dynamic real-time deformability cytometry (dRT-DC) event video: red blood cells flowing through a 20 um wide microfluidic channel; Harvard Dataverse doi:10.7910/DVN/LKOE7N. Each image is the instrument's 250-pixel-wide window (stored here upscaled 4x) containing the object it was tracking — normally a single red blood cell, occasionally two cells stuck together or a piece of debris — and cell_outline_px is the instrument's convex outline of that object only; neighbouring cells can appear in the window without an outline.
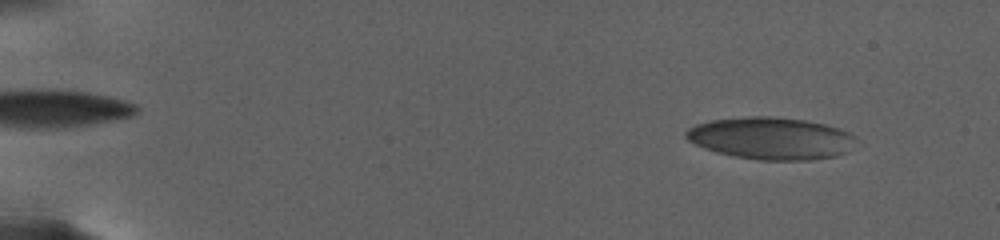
{"species": "human", "species_latin": "Homo sapiens", "temperature_condition": "warm", "stored_images_in_passage": 63, "camera_frame_rate_fps": 3000, "um_per_image_px": 0.085, "donor": {"sex": "female"}, "frame": {"image": 1, "passage_image": 20, "time_ms": 3.333, "image_size_px": [1000, 240], "cell_outline_px": [[844, 132], [836, 152], [832, 156], [804, 160], [760, 160], [736, 156], [720, 152], [696, 144], [688, 140], [688, 128], [696, 124], [712, 120], [748, 116], [768, 116], [800, 120], [820, 124], [836, 128]], "centroid_in_image_um": [65.22, 11.73], "position_along_channel_um": 19.8, "area_um2": 38.73}}
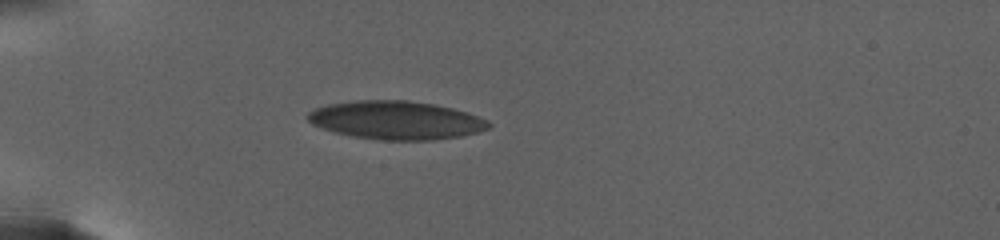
{"frame": {"image": 2, "passage_image": 56, "time_ms": 9.333, "image_size_px": [1000, 240], "cell_outline_px": [[492, 124], [488, 128], [476, 132], [460, 136], [428, 140], [384, 140], [352, 136], [336, 132], [312, 124], [308, 120], [308, 112], [316, 108], [328, 104], [352, 100], [408, 100], [432, 104], [464, 112], [476, 116]], "centroid_in_image_um": [33.61, 10.21], "position_along_channel_um": 51.4, "area_um2": 39.82}}